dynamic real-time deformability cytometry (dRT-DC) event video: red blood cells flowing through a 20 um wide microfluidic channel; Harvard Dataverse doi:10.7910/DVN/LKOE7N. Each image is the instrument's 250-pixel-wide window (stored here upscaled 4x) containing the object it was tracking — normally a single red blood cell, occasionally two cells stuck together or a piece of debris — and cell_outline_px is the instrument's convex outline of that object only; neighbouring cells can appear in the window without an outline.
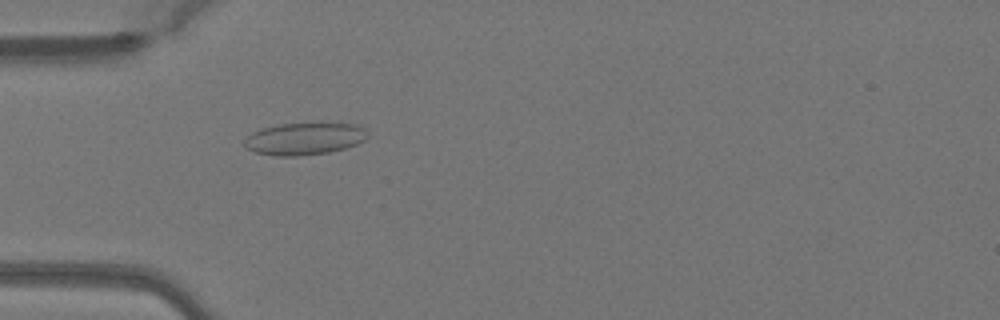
{"species": "Egyptian fruit bat (a non-hibernating species)", "species_latin": "Rousettus aegyptiacus", "temperature_condition": "warm", "stored_images_in_passage": 38, "camera_frame_rate_fps": 3000, "um_per_image_px": 0.085, "animal": {"sex": "female"}, "frame": {"image": 1, "passage_image": 4, "time_ms": 1.0, "image_size_px": [1000, 320], "cell_outline_px": [[368, 136], [364, 140], [356, 144], [344, 148], [328, 152], [300, 156], [276, 156], [256, 152], [244, 148], [244, 140], [252, 132], [264, 128], [280, 124], [356, 124], [364, 128], [368, 132]], "centroid_in_image_um": [25.86, 11.81], "position_along_channel_um": 59.1, "area_um2": 22.83}}
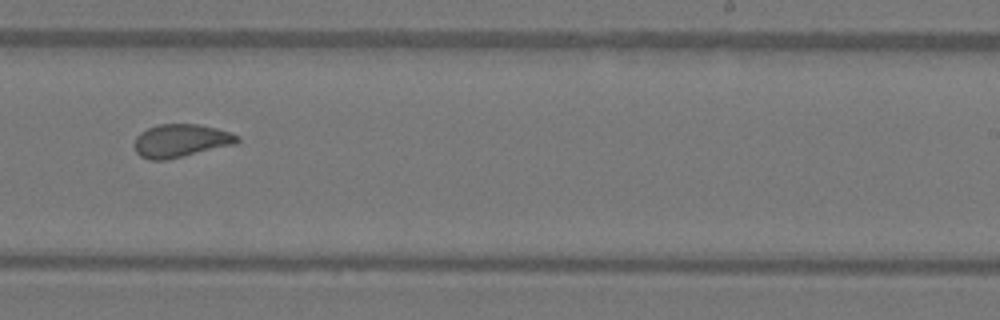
{"frame": {"image": 2, "passage_image": 20, "time_ms": 6.333, "image_size_px": [1000, 320], "cell_outline_px": [[240, 140], [236, 144], [168, 160], [148, 160], [140, 156], [136, 152], [132, 144], [136, 136], [140, 132], [148, 128], [160, 124], [196, 124], [216, 128], [232, 132], [240, 136]], "centroid_in_image_um": [15.36, 11.97], "position_along_channel_um": 273.6, "area_um2": 20.17}}
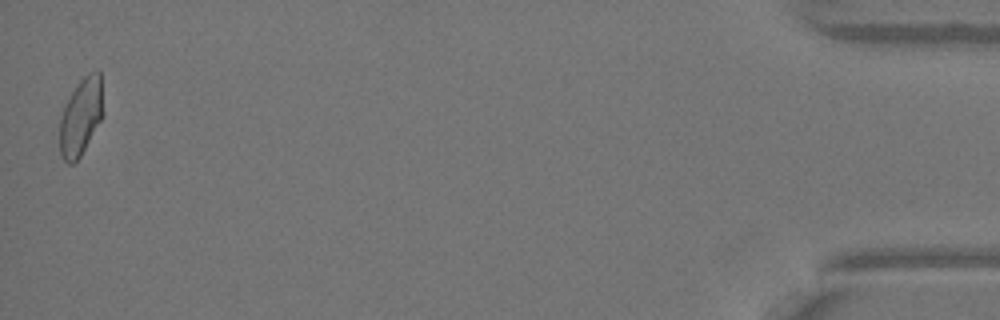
{"frame": {"image": 3, "passage_image": 38, "time_ms": 12.333, "image_size_px": [1000, 320], "cell_outline_px": [[104, 116], [80, 156], [72, 164], [68, 164], [60, 156], [60, 116], [64, 104], [76, 84], [88, 72], [100, 72], [104, 112]], "centroid_in_image_um": [6.88, 9.91], "position_along_channel_um": 428.3, "area_um2": 19.83}, "authors_computed_cell_mechanics": {"area_um2": 19.7965, "velocity_mm_per_s": 4.0806, "shape_relaxation_time_tau1_ms": 10.6039, "shape_relaxation_time_tau2_ms": 1.0341, "deformation_change_tau1": 0.2022, "deformation_change_tau2": 0.0644}}